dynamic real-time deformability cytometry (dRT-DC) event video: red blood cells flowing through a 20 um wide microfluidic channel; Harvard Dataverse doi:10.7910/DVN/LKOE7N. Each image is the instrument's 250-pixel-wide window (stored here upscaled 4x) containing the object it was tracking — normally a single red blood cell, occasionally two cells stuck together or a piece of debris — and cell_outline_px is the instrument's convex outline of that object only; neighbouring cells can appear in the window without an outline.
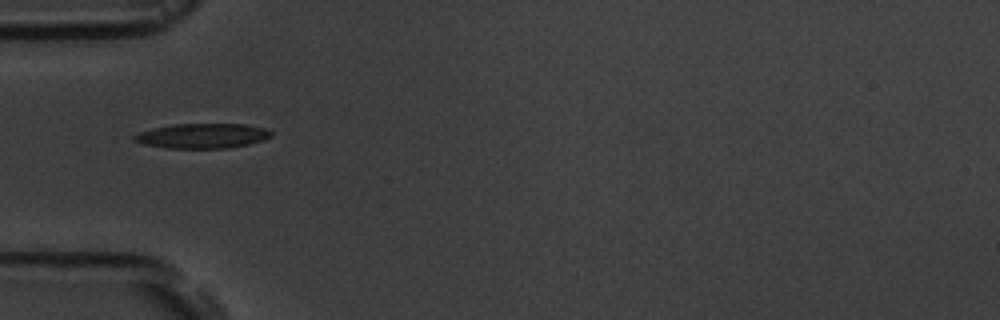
{"species": "common noctule bat (a hibernating species)", "species_latin": "Nyctalus noctula", "temperature_condition": "room temperature", "stored_images_in_passage": 7, "camera_frame_rate_fps": 3000, "um_per_image_px": 0.085, "animal": {"sex": "male", "body_mass_g": 19.5, "forearm_length_mm": 54.6}, "frame": {"image": 1, "passage_image": 1, "time_ms": 0.0, "image_size_px": [1000, 320], "cell_outline_px": [[272, 136], [264, 140], [248, 144], [228, 148], [164, 148], [144, 144], [136, 140], [132, 136], [140, 132], [152, 128], [172, 124], [244, 124], [264, 128], [272, 132]], "centroid_in_image_um": [17.21, 11.54], "position_along_channel_um": 67.8, "area_um2": 19.77}}
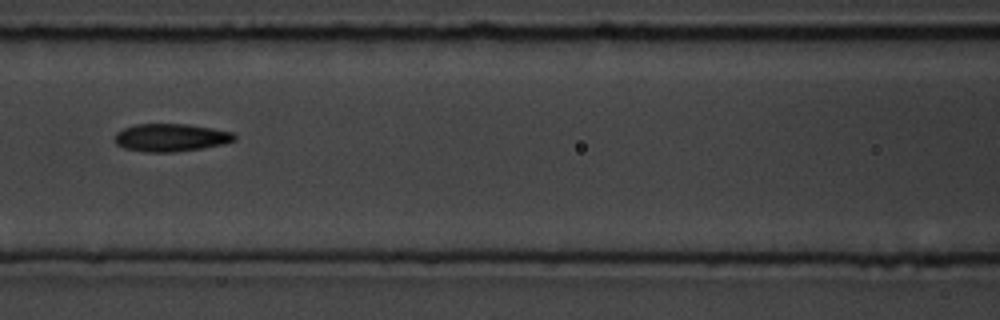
{"frame": {"image": 2, "passage_image": 3, "time_ms": 2.333, "image_size_px": [1000, 320], "cell_outline_px": [[236, 140], [224, 144], [200, 148], [172, 152], [144, 152], [124, 148], [116, 144], [112, 140], [116, 132], [124, 128], [136, 124], [188, 124], [212, 128], [232, 132], [236, 136]], "centroid_in_image_um": [14.48, 11.69], "position_along_channel_um": 152.1, "area_um2": 19.48}}
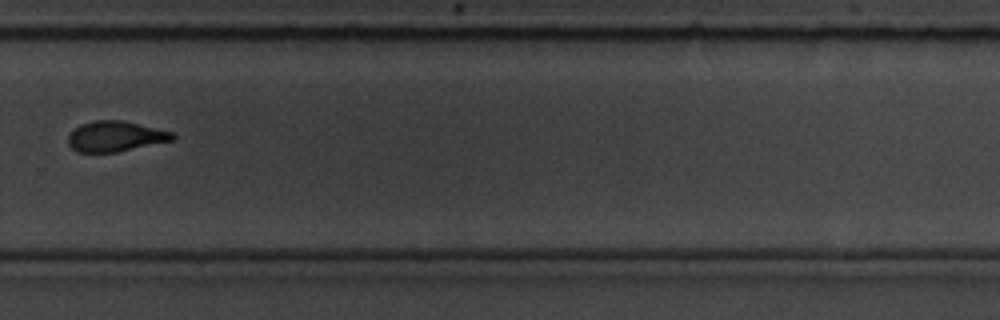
{"frame": {"image": 3, "passage_image": 7, "time_ms": 7.0, "image_size_px": [1000, 320], "cell_outline_px": [[176, 136], [172, 140], [116, 152], [76, 152], [68, 144], [68, 136], [80, 124], [92, 120], [120, 120], [172, 132]], "centroid_in_image_um": [9.76, 11.59], "position_along_channel_um": 320.0, "area_um2": 18.21}}